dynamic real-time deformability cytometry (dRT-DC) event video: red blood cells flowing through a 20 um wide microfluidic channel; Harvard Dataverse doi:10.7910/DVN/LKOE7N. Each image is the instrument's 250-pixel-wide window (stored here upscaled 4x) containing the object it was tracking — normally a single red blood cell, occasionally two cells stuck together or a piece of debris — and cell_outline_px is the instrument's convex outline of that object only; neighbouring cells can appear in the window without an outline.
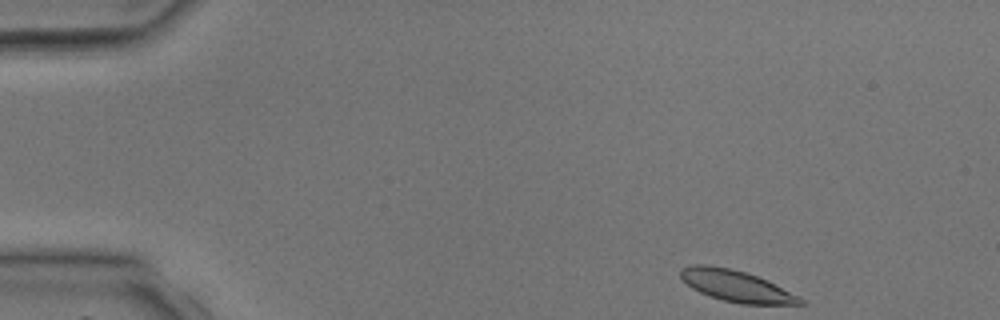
{"species": "common noctule bat (a hibernating species)", "species_latin": "Nyctalus noctula", "temperature_condition": "room temperature", "stored_images_in_passage": 3, "camera_frame_rate_fps": 3000, "um_per_image_px": 0.085, "animal": {"sex": "male", "body_mass_g": 17.9, "forearm_length_mm": 54.2}, "frame": {"image": 1, "passage_image": 1, "time_ms": 0.0, "image_size_px": [1000, 320], "cell_outline_px": [[808, 304], [740, 304], [724, 300], [700, 292], [692, 288], [680, 276], [680, 268], [692, 264], [708, 264], [728, 268], [744, 272], [768, 280], [804, 300]], "centroid_in_image_um": [62.56, 24.3], "position_along_channel_um": 22.4, "area_um2": 21.56}}